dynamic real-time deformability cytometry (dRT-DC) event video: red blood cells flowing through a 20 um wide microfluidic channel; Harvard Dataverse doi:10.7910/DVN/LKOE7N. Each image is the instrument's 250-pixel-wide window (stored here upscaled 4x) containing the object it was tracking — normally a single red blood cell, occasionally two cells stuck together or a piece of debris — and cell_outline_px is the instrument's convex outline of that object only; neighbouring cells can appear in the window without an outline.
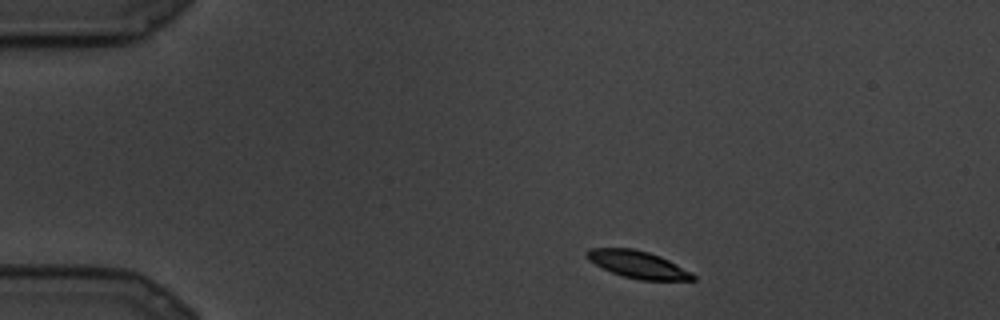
{"species": "common noctule bat (a hibernating species)", "species_latin": "Nyctalus noctula", "temperature_condition": "cold", "stored_images_in_passage": 7, "camera_frame_rate_fps": 3000, "um_per_image_px": 0.085, "animal": {"sex": "male", "body_mass_g": 19.5, "forearm_length_mm": 54.6}, "frame": {"image": 1, "passage_image": 1, "time_ms": 0.0, "image_size_px": [1000, 320], "cell_outline_px": [[696, 280], [640, 280], [624, 276], [612, 272], [588, 260], [584, 252], [588, 248], [632, 248], [648, 252], [660, 256], [692, 272], [696, 276]], "centroid_in_image_um": [54.22, 22.47], "position_along_channel_um": 30.8, "area_um2": 16.76}}
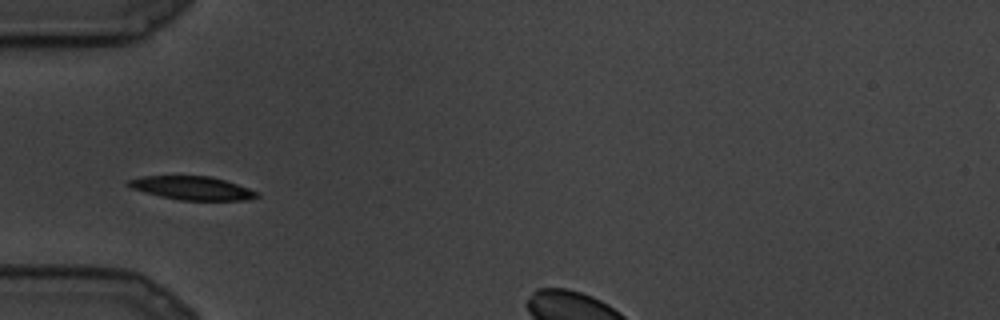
{"frame": {"image": 2, "passage_image": 5, "time_ms": 1.333, "image_size_px": [1000, 320], "cell_outline_px": [[260, 196], [248, 200], [180, 200], [160, 196], [144, 192], [132, 188], [124, 184], [128, 180], [140, 176], [208, 176], [224, 180], [260, 192]], "centroid_in_image_um": [16.32, 15.99], "position_along_channel_um": 68.7, "area_um2": 17.57}}